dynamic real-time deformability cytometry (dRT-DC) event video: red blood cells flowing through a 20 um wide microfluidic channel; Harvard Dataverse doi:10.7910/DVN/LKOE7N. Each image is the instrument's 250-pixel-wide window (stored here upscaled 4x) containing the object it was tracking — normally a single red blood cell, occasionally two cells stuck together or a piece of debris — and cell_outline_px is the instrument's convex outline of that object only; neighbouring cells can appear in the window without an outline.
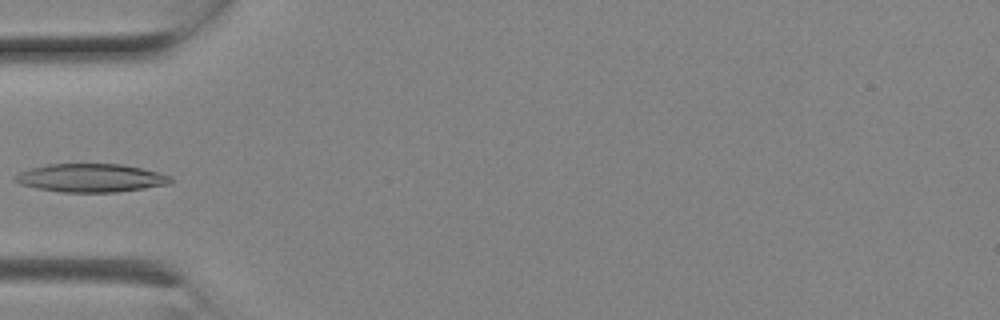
{"species": "Egyptian fruit bat (a non-hibernating species)", "species_latin": "Rousettus aegyptiacus", "temperature_condition": "room temperature", "stored_images_in_passage": 10, "camera_frame_rate_fps": 3000, "um_per_image_px": 0.085, "animal": {"sex": "female"}, "frame": {"image": 1, "passage_image": 7, "time_ms": 2.0, "image_size_px": [1000, 320], "cell_outline_px": [[172, 184], [116, 192], [60, 192], [36, 188], [20, 184], [12, 180], [12, 176], [28, 168], [44, 164], [124, 164], [172, 176]], "centroid_in_image_um": [7.67, 15.12], "position_along_channel_um": 77.3, "area_um2": 25.89}}
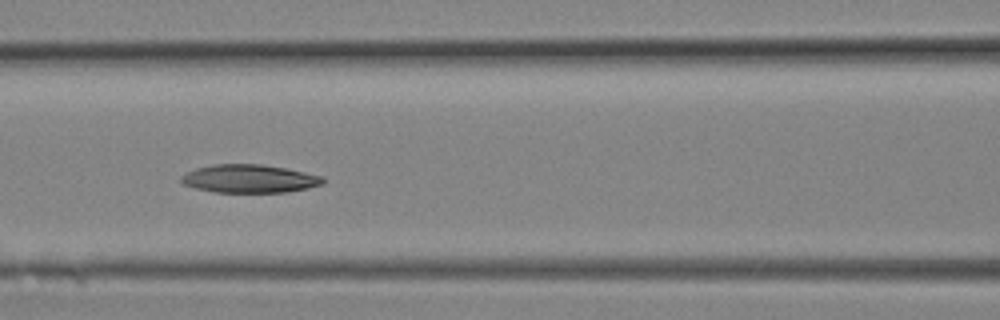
{"frame": {"image": 2, "passage_image": 9, "time_ms": 2.667, "image_size_px": [1000, 320], "cell_outline_px": [[324, 184], [308, 188], [288, 192], [216, 192], [196, 188], [184, 184], [180, 180], [180, 176], [196, 168], [212, 164], [260, 164], [288, 168], [324, 176]], "centroid_in_image_um": [21.24, 15.18], "position_along_channel_um": 145.4, "area_um2": 23.41}}
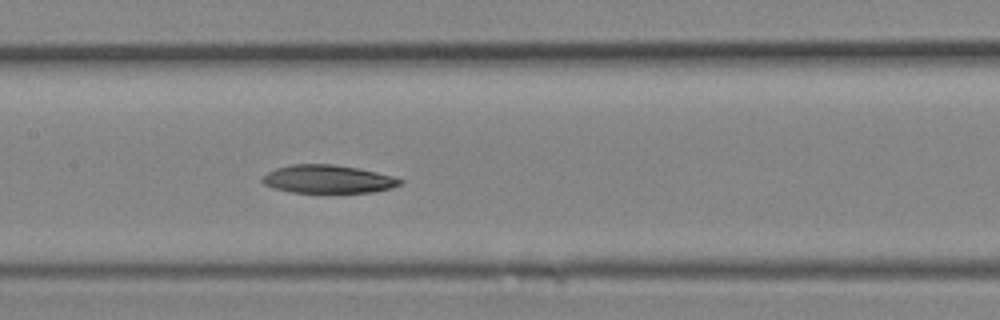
{"frame": {"image": 3, "passage_image": 10, "time_ms": 3.0, "image_size_px": [1000, 320], "cell_outline_px": [[404, 180], [400, 184], [392, 188], [372, 192], [292, 192], [272, 188], [264, 184], [260, 180], [268, 172], [276, 168], [292, 164], [336, 164], [360, 168], [396, 176]], "centroid_in_image_um": [27.91, 15.21], "position_along_channel_um": 179.5, "area_um2": 22.77}}